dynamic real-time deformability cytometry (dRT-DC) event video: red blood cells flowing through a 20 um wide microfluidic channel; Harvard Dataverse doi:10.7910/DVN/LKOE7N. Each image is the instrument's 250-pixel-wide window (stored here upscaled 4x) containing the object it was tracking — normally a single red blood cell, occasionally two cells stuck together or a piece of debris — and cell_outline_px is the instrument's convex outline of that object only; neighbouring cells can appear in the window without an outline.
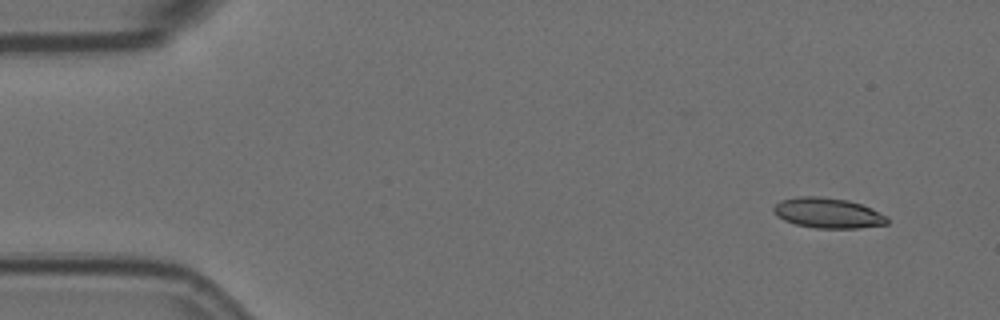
{"species": "Egyptian fruit bat (a non-hibernating species)", "species_latin": "Rousettus aegyptiacus", "temperature_condition": "room temperature", "stored_images_in_passage": 15, "camera_frame_rate_fps": 3000, "um_per_image_px": 0.085, "animal": {"sex": "female"}, "frame": {"image": 1, "passage_image": 1, "time_ms": 0.0, "image_size_px": [1000, 320], "cell_outline_px": [[888, 224], [856, 228], [816, 228], [796, 224], [784, 220], [776, 216], [772, 208], [780, 200], [796, 196], [820, 196], [848, 200], [872, 208], [888, 216]], "centroid_in_image_um": [70.37, 18.09], "position_along_channel_um": 14.6, "area_um2": 20.17}}
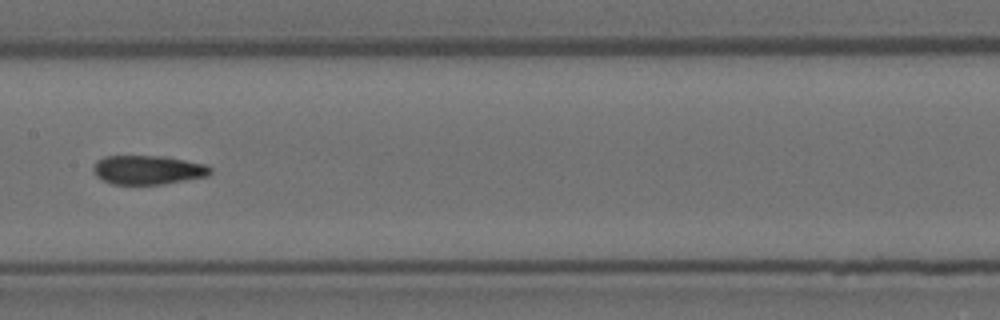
{"frame": {"image": 2, "passage_image": 7, "time_ms": 2.0, "image_size_px": [1000, 320], "cell_outline_px": [[212, 172], [208, 176], [164, 184], [112, 184], [96, 176], [92, 168], [96, 160], [104, 156], [160, 156], [184, 160], [204, 164], [212, 168]], "centroid_in_image_um": [12.56, 14.44], "position_along_channel_um": 194.8, "area_um2": 19.77}}
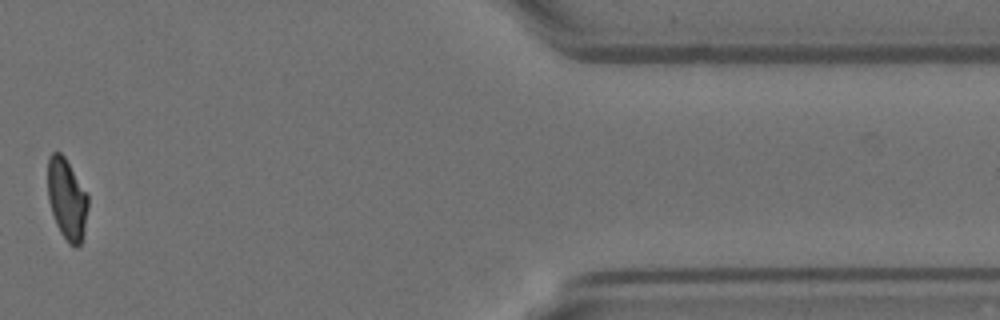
{"frame": {"image": 3, "passage_image": 13, "time_ms": 4.0, "image_size_px": [1000, 320], "cell_outline_px": [[88, 208], [84, 232], [80, 244], [76, 248], [72, 248], [68, 244], [60, 232], [56, 224], [48, 200], [48, 156], [52, 152], [60, 152], [64, 156], [88, 196]], "centroid_in_image_um": [5.68, 16.96], "position_along_channel_um": 405.7, "area_um2": 19.02}}